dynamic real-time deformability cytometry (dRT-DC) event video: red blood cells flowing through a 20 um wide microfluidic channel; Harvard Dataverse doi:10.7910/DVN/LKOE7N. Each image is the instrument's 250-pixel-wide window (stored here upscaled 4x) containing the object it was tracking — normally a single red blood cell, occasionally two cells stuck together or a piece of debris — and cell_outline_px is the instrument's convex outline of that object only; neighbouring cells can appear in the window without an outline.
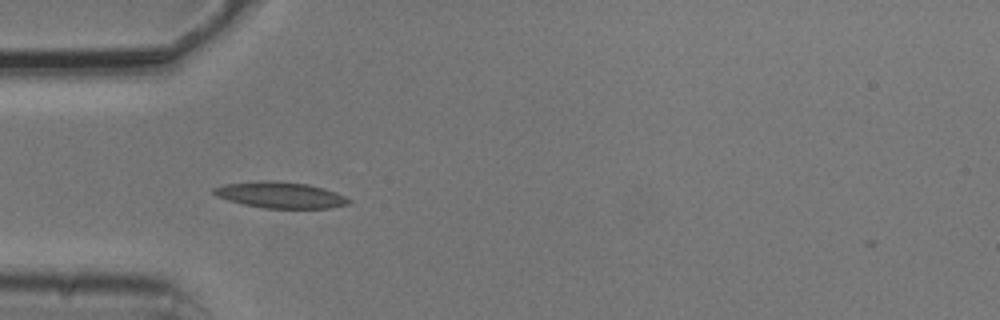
{"species": "common noctule bat (a hibernating species)", "species_latin": "Nyctalus noctula", "temperature_condition": "cold", "stored_images_in_passage": 39, "camera_frame_rate_fps": 3000, "um_per_image_px": 0.085, "animal": {"sex": "male", "body_mass_g": 20.5, "forearm_length_mm": 52.5}, "frame": {"image": 1, "passage_image": 2, "time_ms": 0.333, "image_size_px": [1000, 320], "cell_outline_px": [[352, 200], [348, 204], [328, 208], [264, 208], [244, 204], [228, 200], [216, 196], [212, 192], [212, 188], [224, 184], [264, 180], [272, 180], [308, 184], [324, 188], [344, 196]], "centroid_in_image_um": [23.8, 16.57], "position_along_channel_um": 61.2, "area_um2": 20.52}}
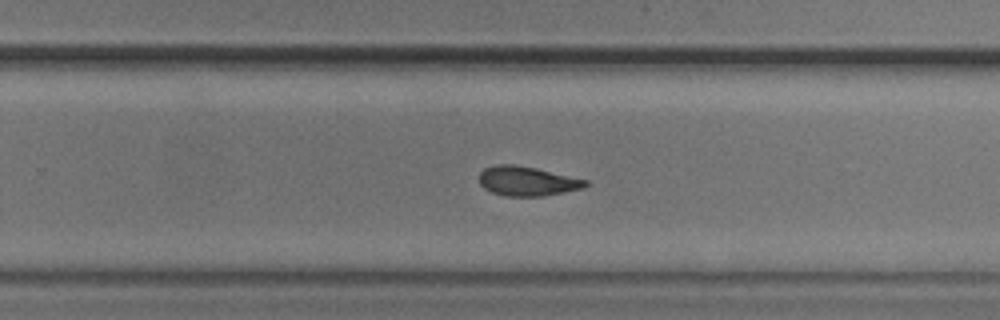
{"frame": {"image": 2, "passage_image": 20, "time_ms": 6.333, "image_size_px": [1000, 320], "cell_outline_px": [[588, 184], [584, 188], [564, 192], [540, 196], [504, 196], [492, 192], [484, 188], [480, 184], [480, 172], [484, 168], [496, 164], [516, 164], [536, 168], [588, 180]], "centroid_in_image_um": [44.8, 15.39], "position_along_channel_um": 285.0, "area_um2": 18.26}}
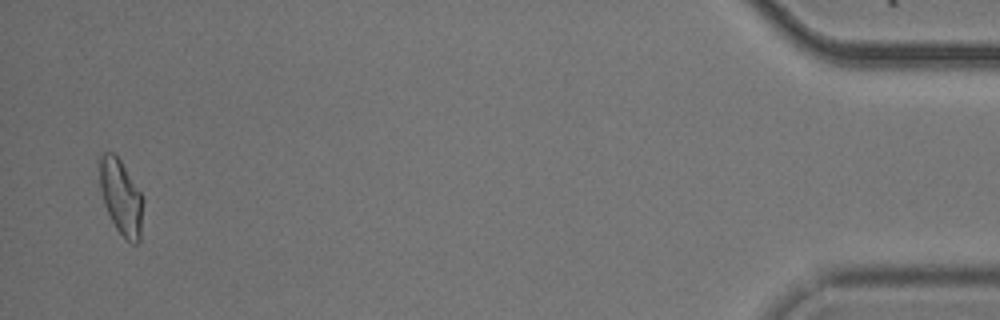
{"frame": {"image": 3, "passage_image": 38, "time_ms": 12.333, "image_size_px": [1000, 320], "cell_outline_px": [[144, 200], [140, 240], [136, 244], [132, 244], [116, 228], [104, 204], [100, 188], [100, 156], [104, 152], [112, 152], [120, 160], [140, 192]], "centroid_in_image_um": [10.31, 16.77], "position_along_channel_um": 424.9, "area_um2": 18.73}}